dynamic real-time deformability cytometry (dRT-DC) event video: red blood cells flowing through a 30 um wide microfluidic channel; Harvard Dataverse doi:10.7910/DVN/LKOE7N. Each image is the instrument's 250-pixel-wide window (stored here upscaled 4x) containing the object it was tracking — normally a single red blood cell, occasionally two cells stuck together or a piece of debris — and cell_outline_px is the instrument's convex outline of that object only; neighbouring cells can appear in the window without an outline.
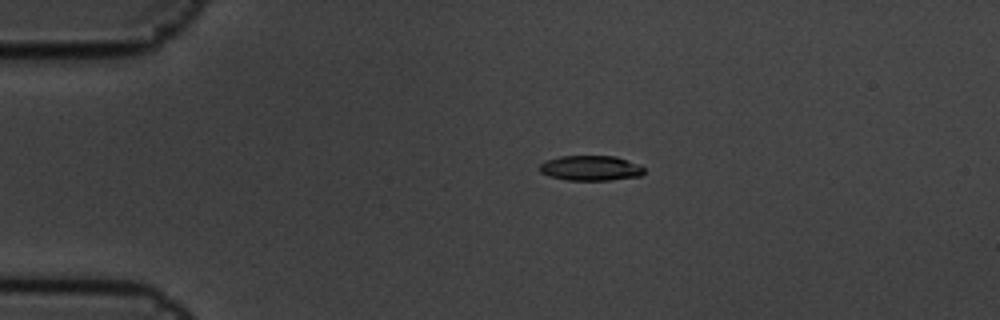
{"species": "common noctule bat (a hibernating species)", "species_latin": "Nyctalus noctula", "temperature_condition": "cold", "stored_images_in_passage": 8, "camera_frame_rate_fps": 3000, "um_per_image_px": 0.085, "animal": {"sex": "male", "body_mass_g": 19.5, "forearm_length_mm": 54.6}, "frame": {"image": 1, "passage_image": 4, "time_ms": 1.0, "image_size_px": [1000, 320], "cell_outline_px": [[644, 172], [640, 176], [608, 180], [564, 180], [548, 176], [540, 172], [540, 164], [544, 160], [560, 156], [616, 156], [640, 164], [644, 168]], "centroid_in_image_um": [50.19, 14.28], "position_along_channel_um": 34.8, "area_um2": 15.43}}
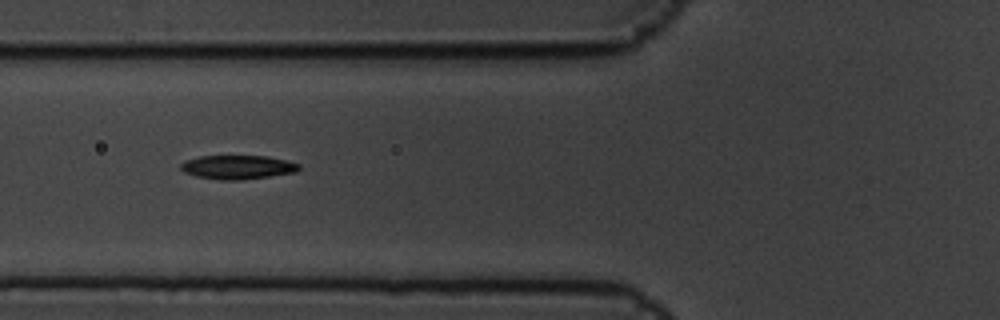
{"frame": {"image": 2, "passage_image": 7, "time_ms": 2.0, "image_size_px": [1000, 320], "cell_outline_px": [[300, 168], [296, 172], [240, 180], [220, 180], [196, 176], [184, 172], [180, 168], [180, 164], [184, 160], [200, 156], [268, 156], [288, 160], [300, 164]], "centroid_in_image_um": [20.19, 14.2], "position_along_channel_um": 105.6, "area_um2": 16.53}}
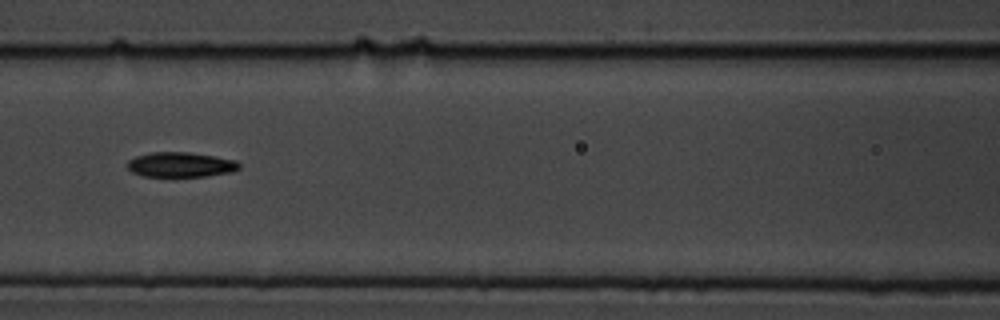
{"frame": {"image": 3, "passage_image": 8, "time_ms": 2.333, "image_size_px": [1000, 320], "cell_outline_px": [[240, 168], [232, 172], [208, 176], [144, 176], [132, 172], [128, 168], [128, 160], [136, 156], [152, 152], [188, 152], [216, 156], [236, 160], [240, 164]], "centroid_in_image_um": [15.39, 13.99], "position_along_channel_um": 151.2, "area_um2": 16.24}}